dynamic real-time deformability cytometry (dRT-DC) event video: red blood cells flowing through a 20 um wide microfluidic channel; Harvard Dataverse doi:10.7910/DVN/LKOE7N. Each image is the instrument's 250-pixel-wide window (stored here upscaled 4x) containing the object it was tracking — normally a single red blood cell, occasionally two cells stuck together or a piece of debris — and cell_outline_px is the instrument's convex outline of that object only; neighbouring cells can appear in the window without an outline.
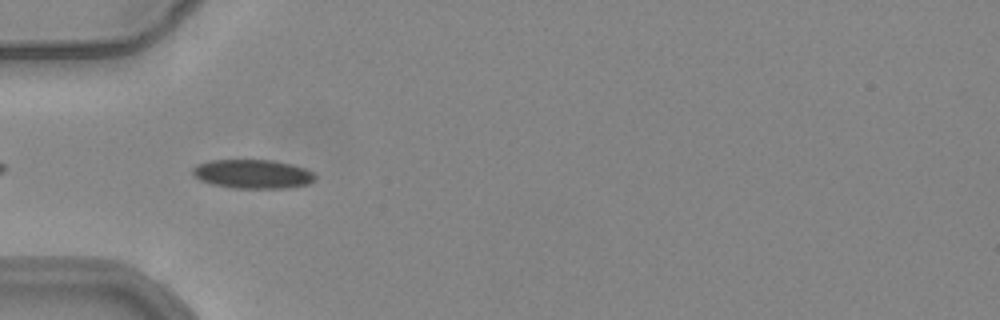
{"species": "common noctule bat (a hibernating species)", "species_latin": "Nyctalus noctula", "temperature_condition": "warm", "stored_images_in_passage": 6, "camera_frame_rate_fps": 3000, "um_per_image_px": 0.085, "animal": {"sex": "female", "body_mass_g": 24.6, "forearm_length_mm": 56.2}, "frame": {"image": 1, "passage_image": 3, "time_ms": 0.667, "image_size_px": [1000, 320], "cell_outline_px": [[316, 176], [308, 184], [284, 188], [232, 188], [212, 184], [200, 180], [192, 172], [192, 168], [196, 164], [212, 160], [272, 160], [292, 164], [304, 168], [312, 172]], "centroid_in_image_um": [21.46, 14.78], "position_along_channel_um": 63.5, "area_um2": 20.58}}